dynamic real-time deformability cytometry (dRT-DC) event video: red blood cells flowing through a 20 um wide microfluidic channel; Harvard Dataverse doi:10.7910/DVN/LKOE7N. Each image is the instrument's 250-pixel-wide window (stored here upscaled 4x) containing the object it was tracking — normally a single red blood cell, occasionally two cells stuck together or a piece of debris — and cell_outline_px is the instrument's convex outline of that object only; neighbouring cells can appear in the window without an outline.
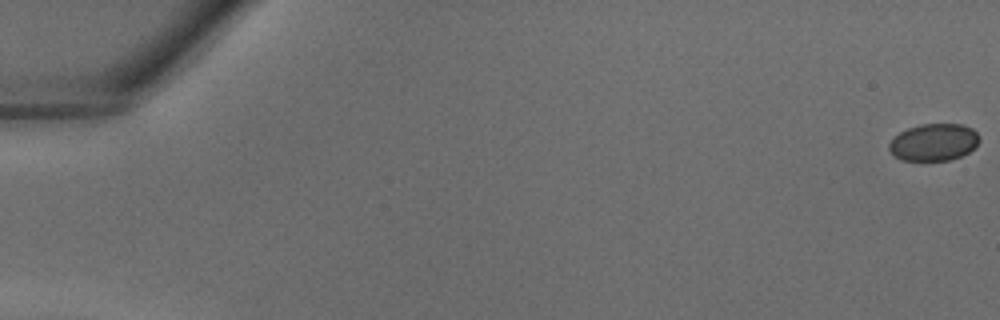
{"species": "common noctule bat (a hibernating species)", "species_latin": "Nyctalus noctula", "temperature_condition": "warm", "stored_images_in_passage": 37, "camera_frame_rate_fps": 3000, "um_per_image_px": 0.085, "animal": {"sex": "male", "body_mass_g": 18.8}, "frame": {"image": 1, "passage_image": 1, "time_ms": 0.0, "image_size_px": [1000, 320], "cell_outline_px": [[980, 140], [968, 152], [952, 160], [900, 160], [892, 156], [888, 148], [888, 144], [900, 132], [908, 128], [920, 124], [964, 124], [972, 128], [980, 136]], "centroid_in_image_um": [79.36, 12.09], "position_along_channel_um": 5.6, "area_um2": 19.59}}
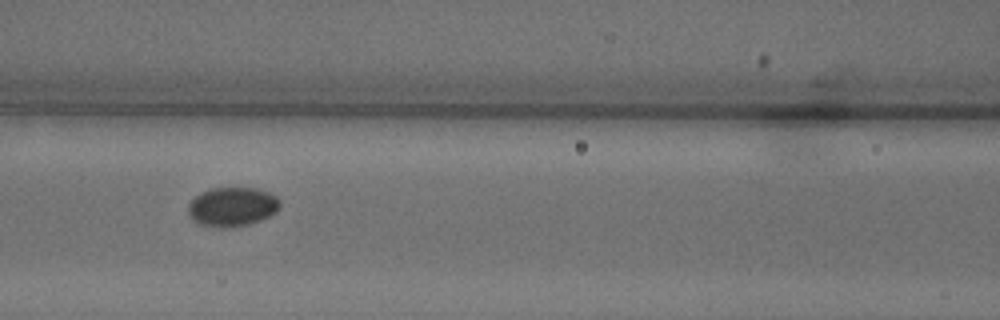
{"frame": {"image": 2, "passage_image": 19, "time_ms": 6.0, "image_size_px": [1000, 320], "cell_outline_px": [[280, 208], [276, 212], [260, 220], [248, 224], [220, 228], [200, 224], [192, 220], [188, 212], [188, 204], [200, 192], [212, 188], [260, 188], [276, 196], [280, 200]], "centroid_in_image_um": [19.74, 17.56], "position_along_channel_um": 146.9, "area_um2": 20.98}}
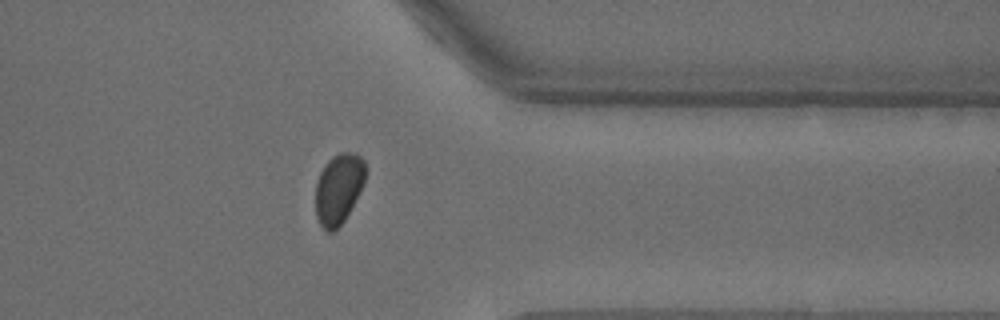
{"frame": {"image": 3, "passage_image": 33, "time_ms": 10.667, "image_size_px": [1000, 320], "cell_outline_px": [[368, 172], [364, 184], [344, 220], [332, 232], [328, 232], [320, 224], [316, 216], [316, 180], [324, 164], [332, 156], [340, 152], [352, 152], [360, 156], [364, 160], [368, 168]], "centroid_in_image_um": [28.81, 15.98], "position_along_channel_um": 382.6, "area_um2": 20.69}}